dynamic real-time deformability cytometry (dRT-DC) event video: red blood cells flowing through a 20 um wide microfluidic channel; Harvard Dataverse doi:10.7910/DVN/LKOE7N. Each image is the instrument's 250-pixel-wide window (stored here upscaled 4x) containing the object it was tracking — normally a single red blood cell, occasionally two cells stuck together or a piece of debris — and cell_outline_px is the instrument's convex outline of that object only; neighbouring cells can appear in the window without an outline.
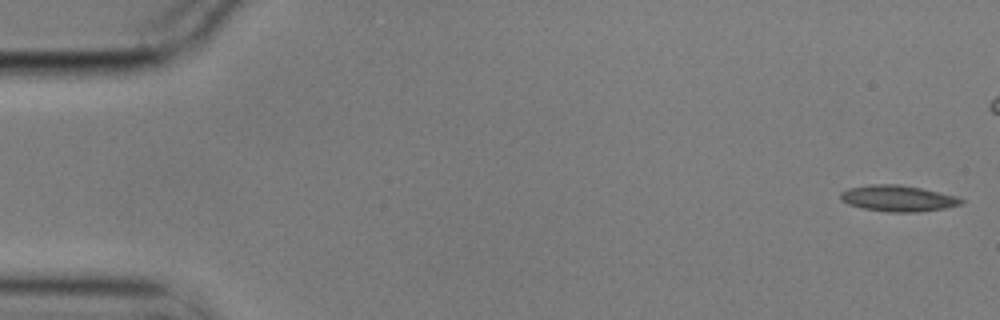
{"species": "common noctule bat (a hibernating species)", "species_latin": "Nyctalus noctula", "temperature_condition": "cold", "stored_images_in_passage": 7, "camera_frame_rate_fps": 3000, "um_per_image_px": 0.085, "animal": {"sex": "male", "body_mass_g": 17.9}, "frame": {"image": 1, "passage_image": 1, "time_ms": 0.0, "image_size_px": [1000, 320], "cell_outline_px": [[964, 200], [960, 204], [944, 208], [916, 212], [888, 212], [864, 208], [848, 204], [840, 200], [840, 192], [848, 188], [872, 184], [896, 184], [920, 188], [956, 196]], "centroid_in_image_um": [76.27, 16.86], "position_along_channel_um": 8.7, "area_um2": 18.15}}